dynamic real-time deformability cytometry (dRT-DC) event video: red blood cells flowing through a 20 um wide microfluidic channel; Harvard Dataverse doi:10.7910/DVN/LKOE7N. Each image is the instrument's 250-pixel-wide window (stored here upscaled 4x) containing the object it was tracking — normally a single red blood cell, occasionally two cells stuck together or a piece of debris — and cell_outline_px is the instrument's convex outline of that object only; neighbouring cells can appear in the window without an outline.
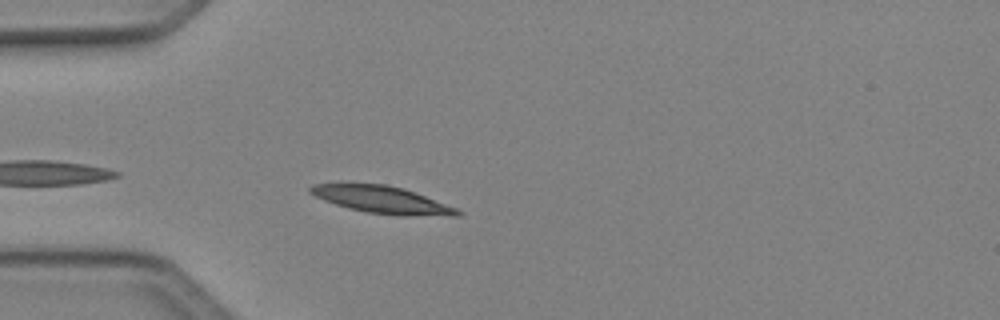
{"species": "Egyptian fruit bat (a non-hibernating species)", "species_latin": "Rousettus aegyptiacus", "temperature_condition": "cold", "stored_images_in_passage": 36, "camera_frame_rate_fps": 3000, "um_per_image_px": 0.085, "animal": {"sex": "female"}, "frame": {"image": 1, "passage_image": 3, "time_ms": 0.667, "image_size_px": [1000, 320], "cell_outline_px": [[464, 212], [460, 216], [400, 216], [368, 212], [348, 208], [324, 200], [308, 192], [308, 188], [312, 184], [384, 184], [404, 188], [456, 208]], "centroid_in_image_um": [32.52, 16.99], "position_along_channel_um": 52.5, "area_um2": 23.18}}
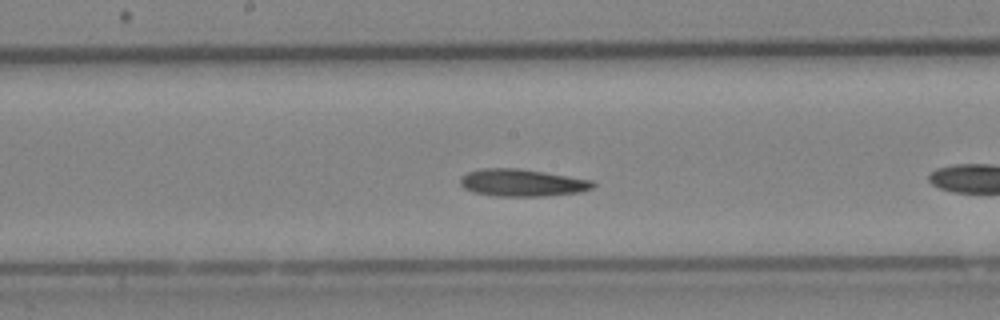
{"frame": {"image": 2, "passage_image": 12, "time_ms": 3.667, "image_size_px": [1000, 320], "cell_outline_px": [[596, 184], [592, 188], [580, 192], [548, 196], [496, 196], [472, 192], [464, 188], [460, 184], [460, 176], [468, 172], [484, 168], [516, 168], [544, 172], [592, 180]], "centroid_in_image_um": [44.36, 15.54], "position_along_channel_um": 203.8, "area_um2": 21.1}}
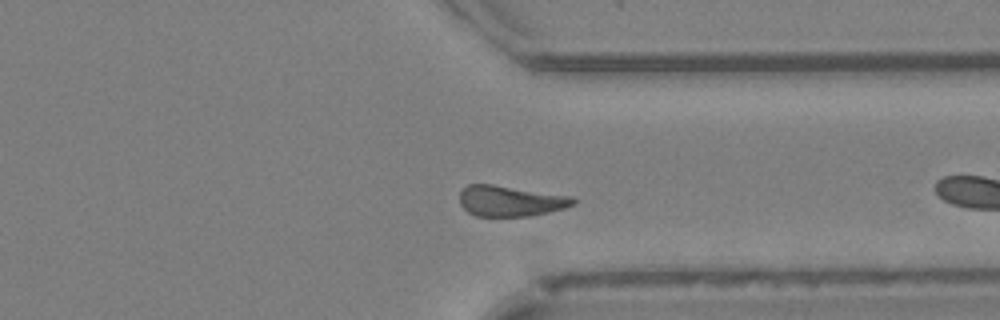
{"frame": {"image": 3, "passage_image": 24, "time_ms": 7.667, "image_size_px": [1000, 320], "cell_outline_px": [[576, 204], [564, 208], [532, 216], [476, 216], [468, 212], [460, 204], [460, 192], [468, 184], [492, 184], [572, 196], [576, 200]], "centroid_in_image_um": [43.39, 17.08], "position_along_channel_um": 368.0, "area_um2": 20.35}}